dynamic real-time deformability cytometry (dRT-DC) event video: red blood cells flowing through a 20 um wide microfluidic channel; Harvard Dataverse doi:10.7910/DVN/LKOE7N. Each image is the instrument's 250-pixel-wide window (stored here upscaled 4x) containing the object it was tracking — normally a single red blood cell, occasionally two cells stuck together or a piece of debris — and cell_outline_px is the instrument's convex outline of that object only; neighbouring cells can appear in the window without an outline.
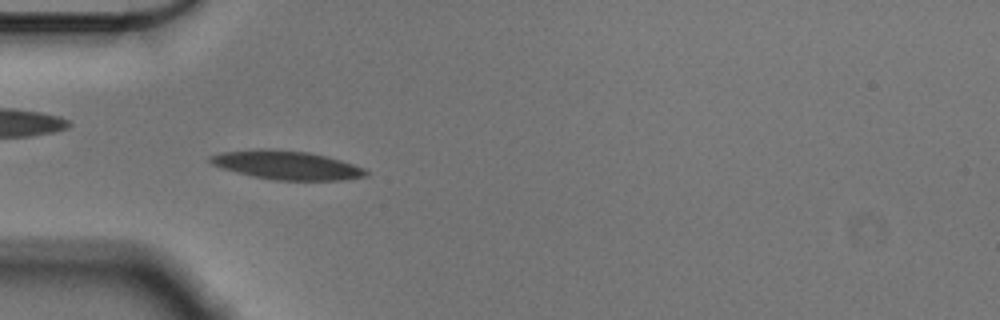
{"species": "Egyptian fruit bat (a non-hibernating species)", "species_latin": "Rousettus aegyptiacus", "temperature_condition": "cold", "stored_images_in_passage": 55, "camera_frame_rate_fps": 3000, "um_per_image_px": 0.085, "animal": {"sex": "male"}, "frame": {"image": 1, "passage_image": 16, "time_ms": 5.0, "image_size_px": [1000, 320], "cell_outline_px": [[368, 176], [344, 180], [276, 180], [252, 176], [220, 168], [212, 164], [208, 160], [208, 156], [220, 152], [260, 148], [268, 148], [308, 152], [340, 160], [364, 168], [368, 172]], "centroid_in_image_um": [24.32, 14.03], "position_along_channel_um": 60.7, "area_um2": 26.18}}
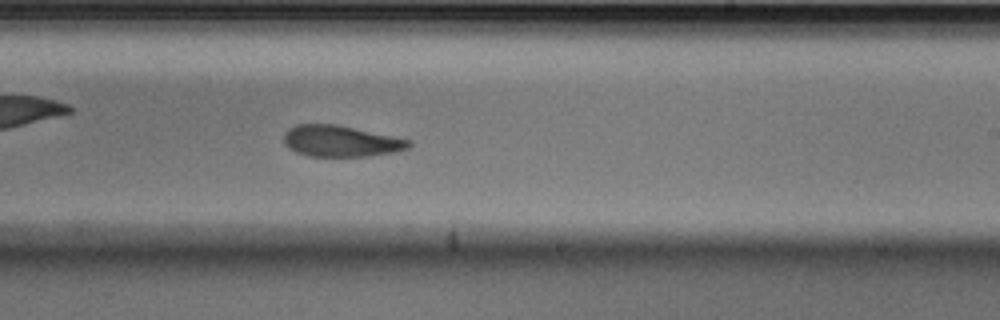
{"frame": {"image": 2, "passage_image": 33, "time_ms": 10.667, "image_size_px": [1000, 320], "cell_outline_px": [[412, 144], [408, 148], [396, 152], [368, 156], [308, 156], [296, 152], [288, 148], [284, 144], [284, 132], [288, 128], [296, 124], [336, 124], [412, 140]], "centroid_in_image_um": [28.95, 11.99], "position_along_channel_um": 260.0, "area_um2": 22.89}}
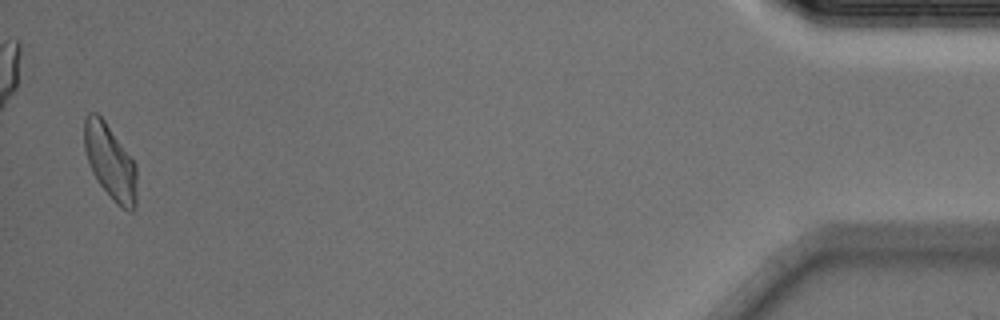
{"frame": {"image": 3, "passage_image": 54, "time_ms": 17.667, "image_size_px": [1000, 320], "cell_outline_px": [[136, 208], [132, 212], [128, 212], [116, 204], [112, 200], [100, 184], [92, 172], [84, 148], [84, 120], [88, 112], [96, 112], [104, 120], [136, 164]], "centroid_in_image_um": [9.37, 13.79], "position_along_channel_um": 425.8, "area_um2": 22.89}, "authors_computed_cell_mechanics": {"area_um2": 23.987, "velocity_mm_per_s": 3.5602, "shape_relaxation_time_tau1_ms": 4.3622, "shape_relaxation_time_tau2_ms": 3.2203, "deformation_change_tau1": 0.1414, "deformation_change_tau2": 0.0896}}